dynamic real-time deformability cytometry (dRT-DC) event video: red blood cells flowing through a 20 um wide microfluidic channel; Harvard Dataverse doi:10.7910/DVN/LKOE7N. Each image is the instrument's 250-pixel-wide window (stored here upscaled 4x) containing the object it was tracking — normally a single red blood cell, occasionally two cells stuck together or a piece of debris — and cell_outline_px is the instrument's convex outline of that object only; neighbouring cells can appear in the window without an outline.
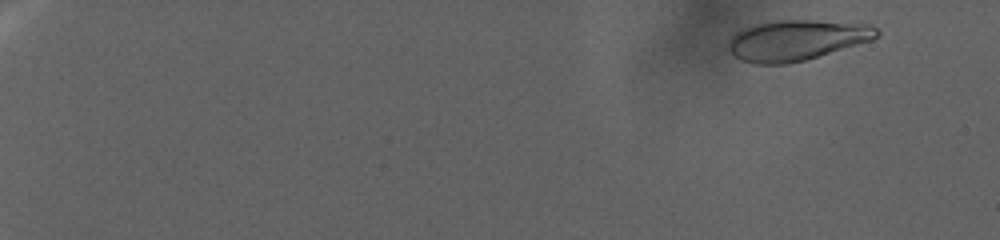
{"species": "human", "species_latin": "Homo sapiens", "temperature_condition": "warm", "stored_images_in_passage": 121, "camera_frame_rate_fps": 3000, "um_per_image_px": 0.085, "donor": {"sex": "female"}, "frame": {"image": 1, "passage_image": 10, "time_ms": 3.0, "image_size_px": [1000, 240], "cell_outline_px": [[880, 36], [872, 40], [804, 60], [788, 64], [752, 64], [740, 60], [732, 56], [728, 48], [728, 40], [736, 32], [744, 28], [756, 24], [772, 20], [812, 20], [868, 24], [876, 28], [880, 32]], "centroid_in_image_um": [67.67, 3.42], "position_along_channel_um": 17.3, "area_um2": 35.14}}
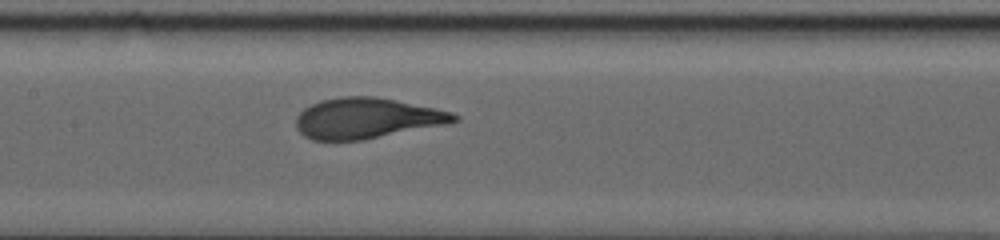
{"frame": {"image": 2, "passage_image": 70, "time_ms": 23.0, "image_size_px": [1000, 240], "cell_outline_px": [[460, 120], [448, 124], [364, 140], [312, 140], [304, 136], [296, 128], [296, 116], [304, 108], [320, 100], [340, 96], [376, 96], [436, 108], [452, 112], [460, 116]], "centroid_in_image_um": [31.19, 10.05], "position_along_channel_um": 176.2, "area_um2": 37.74}}
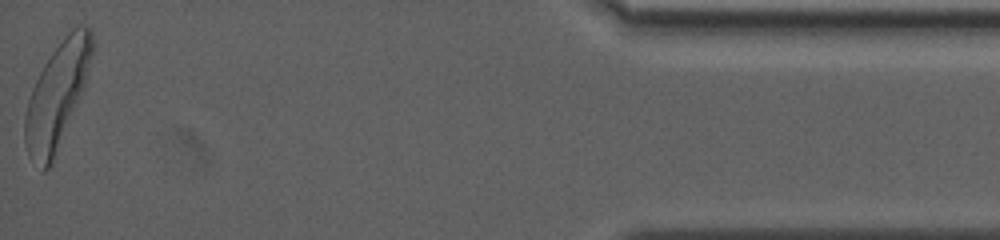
{"frame": {"image": 3, "passage_image": 121, "time_ms": 40.0, "image_size_px": [1000, 240], "cell_outline_px": [[92, 52], [84, 88], [52, 164], [44, 172], [28, 156], [24, 140], [24, 116], [28, 100], [32, 88], [44, 64], [52, 52], [68, 32], [72, 28], [80, 24], [88, 28], [92, 32]], "centroid_in_image_um": [4.82, 8.15], "position_along_channel_um": 430.4, "area_um2": 40.75}}